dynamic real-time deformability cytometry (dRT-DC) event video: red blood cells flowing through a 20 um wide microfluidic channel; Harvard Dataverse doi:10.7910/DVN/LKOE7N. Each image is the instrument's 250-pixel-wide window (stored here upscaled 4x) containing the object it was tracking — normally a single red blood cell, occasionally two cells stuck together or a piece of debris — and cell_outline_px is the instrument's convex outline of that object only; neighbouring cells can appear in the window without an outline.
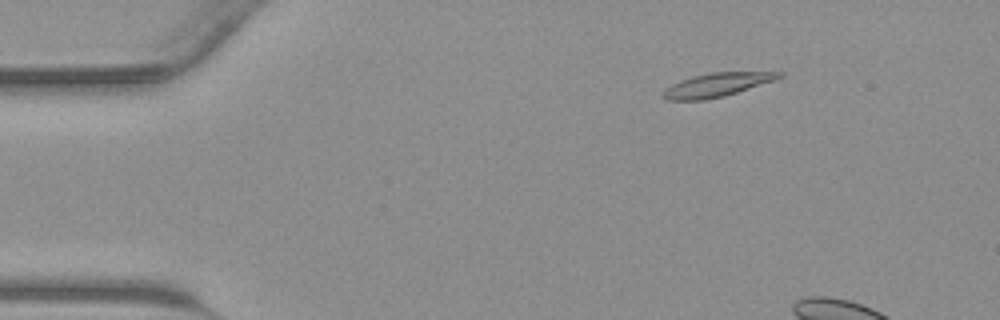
{"species": "common noctule bat (a hibernating species)", "species_latin": "Nyctalus noctula", "temperature_condition": "warm", "stored_images_in_passage": 11, "camera_frame_rate_fps": 3000, "um_per_image_px": 0.085, "animal": {"sex": "male", "body_mass_g": 23.1, "forearm_length_mm": 52.7}, "frame": {"image": 1, "passage_image": 7, "time_ms": 2.0, "image_size_px": [1000, 320], "cell_outline_px": [[784, 76], [776, 80], [724, 96], [704, 100], [668, 100], [660, 96], [660, 92], [672, 84], [680, 80], [692, 76], [712, 72], [784, 72]], "centroid_in_image_um": [60.91, 7.21], "position_along_channel_um": 24.1, "area_um2": 16.13}}